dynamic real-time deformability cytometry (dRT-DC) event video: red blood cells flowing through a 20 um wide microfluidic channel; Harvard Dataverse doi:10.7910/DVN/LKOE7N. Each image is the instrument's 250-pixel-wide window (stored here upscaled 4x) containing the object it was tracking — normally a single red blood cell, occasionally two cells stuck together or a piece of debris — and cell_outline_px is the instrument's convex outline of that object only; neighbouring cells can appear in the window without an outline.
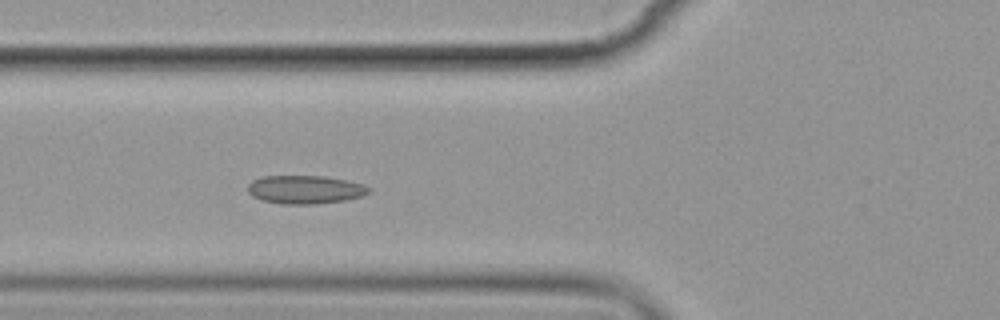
{"species": "common noctule bat (a hibernating species)", "species_latin": "Nyctalus noctula", "temperature_condition": "cold", "stored_images_in_passage": 5, "camera_frame_rate_fps": 3000, "um_per_image_px": 0.085, "animal": {"sex": "female", "body_mass_g": 19.9}, "frame": {"image": 1, "passage_image": 5, "time_ms": 5.667, "image_size_px": [1000, 320], "cell_outline_px": [[372, 188], [364, 196], [344, 200], [316, 204], [284, 204], [260, 200], [252, 196], [248, 192], [248, 184], [252, 180], [260, 176], [324, 176], [344, 180], [360, 184]], "centroid_in_image_um": [25.89, 16.11], "position_along_channel_um": 99.9, "area_um2": 20.0}}